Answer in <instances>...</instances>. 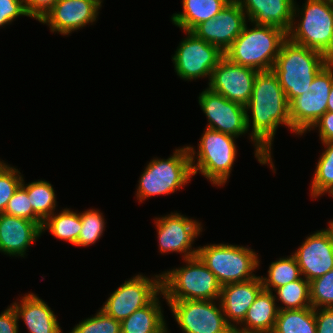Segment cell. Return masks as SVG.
I'll use <instances>...</instances> for the list:
<instances>
[{"mask_svg": "<svg viewBox=\"0 0 333 333\" xmlns=\"http://www.w3.org/2000/svg\"><path fill=\"white\" fill-rule=\"evenodd\" d=\"M245 107L248 131L252 123L249 135L256 149L255 157L260 164H269L275 171L271 158L272 141L278 126L285 124L291 129V121L289 102L272 70L257 72L252 95ZM248 111L252 112V119L249 118Z\"/></svg>", "mask_w": 333, "mask_h": 333, "instance_id": "obj_1", "label": "cell"}, {"mask_svg": "<svg viewBox=\"0 0 333 333\" xmlns=\"http://www.w3.org/2000/svg\"><path fill=\"white\" fill-rule=\"evenodd\" d=\"M329 61L322 53L293 43L287 38L281 45L272 71L288 102L303 94Z\"/></svg>", "mask_w": 333, "mask_h": 333, "instance_id": "obj_2", "label": "cell"}, {"mask_svg": "<svg viewBox=\"0 0 333 333\" xmlns=\"http://www.w3.org/2000/svg\"><path fill=\"white\" fill-rule=\"evenodd\" d=\"M245 24L241 34L224 52L232 63L247 66L257 71L272 70L287 32L279 27Z\"/></svg>", "mask_w": 333, "mask_h": 333, "instance_id": "obj_3", "label": "cell"}, {"mask_svg": "<svg viewBox=\"0 0 333 333\" xmlns=\"http://www.w3.org/2000/svg\"><path fill=\"white\" fill-rule=\"evenodd\" d=\"M299 13L300 23L297 24L295 18ZM287 38L333 60V0H306L301 11L295 2Z\"/></svg>", "mask_w": 333, "mask_h": 333, "instance_id": "obj_4", "label": "cell"}, {"mask_svg": "<svg viewBox=\"0 0 333 333\" xmlns=\"http://www.w3.org/2000/svg\"><path fill=\"white\" fill-rule=\"evenodd\" d=\"M185 266L165 271L162 275V292L166 301L218 300L222 285L216 276L196 255L184 259Z\"/></svg>", "mask_w": 333, "mask_h": 333, "instance_id": "obj_5", "label": "cell"}, {"mask_svg": "<svg viewBox=\"0 0 333 333\" xmlns=\"http://www.w3.org/2000/svg\"><path fill=\"white\" fill-rule=\"evenodd\" d=\"M235 139L234 136L206 128L198 144V153L187 146L193 176L199 171L216 186L226 184L236 159Z\"/></svg>", "mask_w": 333, "mask_h": 333, "instance_id": "obj_6", "label": "cell"}, {"mask_svg": "<svg viewBox=\"0 0 333 333\" xmlns=\"http://www.w3.org/2000/svg\"><path fill=\"white\" fill-rule=\"evenodd\" d=\"M193 176L187 146L175 149L168 159H154L147 164L138 181L139 202L155 195H168L185 186Z\"/></svg>", "mask_w": 333, "mask_h": 333, "instance_id": "obj_7", "label": "cell"}, {"mask_svg": "<svg viewBox=\"0 0 333 333\" xmlns=\"http://www.w3.org/2000/svg\"><path fill=\"white\" fill-rule=\"evenodd\" d=\"M197 256L223 286L256 278L254 270L260 265L253 249L231 244L198 247Z\"/></svg>", "mask_w": 333, "mask_h": 333, "instance_id": "obj_8", "label": "cell"}, {"mask_svg": "<svg viewBox=\"0 0 333 333\" xmlns=\"http://www.w3.org/2000/svg\"><path fill=\"white\" fill-rule=\"evenodd\" d=\"M332 84L333 60H330L314 77L311 86L289 102L291 131L303 135L327 111Z\"/></svg>", "mask_w": 333, "mask_h": 333, "instance_id": "obj_9", "label": "cell"}, {"mask_svg": "<svg viewBox=\"0 0 333 333\" xmlns=\"http://www.w3.org/2000/svg\"><path fill=\"white\" fill-rule=\"evenodd\" d=\"M162 292V275L148 278L138 274L120 285L101 310L119 322L150 304Z\"/></svg>", "mask_w": 333, "mask_h": 333, "instance_id": "obj_10", "label": "cell"}, {"mask_svg": "<svg viewBox=\"0 0 333 333\" xmlns=\"http://www.w3.org/2000/svg\"><path fill=\"white\" fill-rule=\"evenodd\" d=\"M166 302L183 333H235L213 300Z\"/></svg>", "mask_w": 333, "mask_h": 333, "instance_id": "obj_11", "label": "cell"}, {"mask_svg": "<svg viewBox=\"0 0 333 333\" xmlns=\"http://www.w3.org/2000/svg\"><path fill=\"white\" fill-rule=\"evenodd\" d=\"M187 37L179 43L172 61L177 75L184 80L209 77L213 69L224 57V53L214 45L197 38L192 32H185Z\"/></svg>", "mask_w": 333, "mask_h": 333, "instance_id": "obj_12", "label": "cell"}, {"mask_svg": "<svg viewBox=\"0 0 333 333\" xmlns=\"http://www.w3.org/2000/svg\"><path fill=\"white\" fill-rule=\"evenodd\" d=\"M198 99V103L208 119V129L236 138L248 132L245 106L228 100L208 87L201 92Z\"/></svg>", "mask_w": 333, "mask_h": 333, "instance_id": "obj_13", "label": "cell"}, {"mask_svg": "<svg viewBox=\"0 0 333 333\" xmlns=\"http://www.w3.org/2000/svg\"><path fill=\"white\" fill-rule=\"evenodd\" d=\"M155 220L161 254L183 253L184 259L197 255L198 248L193 249L192 243L202 232L201 223L177 212Z\"/></svg>", "mask_w": 333, "mask_h": 333, "instance_id": "obj_14", "label": "cell"}, {"mask_svg": "<svg viewBox=\"0 0 333 333\" xmlns=\"http://www.w3.org/2000/svg\"><path fill=\"white\" fill-rule=\"evenodd\" d=\"M257 70L230 62L225 56L213 69L208 88L230 101L246 106L253 91Z\"/></svg>", "mask_w": 333, "mask_h": 333, "instance_id": "obj_15", "label": "cell"}, {"mask_svg": "<svg viewBox=\"0 0 333 333\" xmlns=\"http://www.w3.org/2000/svg\"><path fill=\"white\" fill-rule=\"evenodd\" d=\"M246 20L241 6L231 0L215 18L198 24L191 32L197 38L217 46L224 53L241 34Z\"/></svg>", "mask_w": 333, "mask_h": 333, "instance_id": "obj_16", "label": "cell"}, {"mask_svg": "<svg viewBox=\"0 0 333 333\" xmlns=\"http://www.w3.org/2000/svg\"><path fill=\"white\" fill-rule=\"evenodd\" d=\"M101 6L95 0H57L39 22L47 24L51 32L69 35L95 22Z\"/></svg>", "mask_w": 333, "mask_h": 333, "instance_id": "obj_17", "label": "cell"}, {"mask_svg": "<svg viewBox=\"0 0 333 333\" xmlns=\"http://www.w3.org/2000/svg\"><path fill=\"white\" fill-rule=\"evenodd\" d=\"M301 275L307 281L325 275L333 268V240L327 229L306 237L294 252Z\"/></svg>", "mask_w": 333, "mask_h": 333, "instance_id": "obj_18", "label": "cell"}, {"mask_svg": "<svg viewBox=\"0 0 333 333\" xmlns=\"http://www.w3.org/2000/svg\"><path fill=\"white\" fill-rule=\"evenodd\" d=\"M262 289L263 284L260 276L245 282L229 283L222 286L218 301L227 323L233 330L243 322L248 309Z\"/></svg>", "mask_w": 333, "mask_h": 333, "instance_id": "obj_19", "label": "cell"}, {"mask_svg": "<svg viewBox=\"0 0 333 333\" xmlns=\"http://www.w3.org/2000/svg\"><path fill=\"white\" fill-rule=\"evenodd\" d=\"M42 234L41 226L25 218L0 214V252L24 257L26 250Z\"/></svg>", "mask_w": 333, "mask_h": 333, "instance_id": "obj_20", "label": "cell"}, {"mask_svg": "<svg viewBox=\"0 0 333 333\" xmlns=\"http://www.w3.org/2000/svg\"><path fill=\"white\" fill-rule=\"evenodd\" d=\"M245 12L248 22L256 25L290 30L293 22L294 0H235Z\"/></svg>", "mask_w": 333, "mask_h": 333, "instance_id": "obj_21", "label": "cell"}, {"mask_svg": "<svg viewBox=\"0 0 333 333\" xmlns=\"http://www.w3.org/2000/svg\"><path fill=\"white\" fill-rule=\"evenodd\" d=\"M17 318L23 319L28 333H63L51 308L36 294L28 293L11 304Z\"/></svg>", "mask_w": 333, "mask_h": 333, "instance_id": "obj_22", "label": "cell"}, {"mask_svg": "<svg viewBox=\"0 0 333 333\" xmlns=\"http://www.w3.org/2000/svg\"><path fill=\"white\" fill-rule=\"evenodd\" d=\"M276 301L277 299L275 294L273 295V292L262 289L248 309L240 327H236L234 332L272 333L279 311L277 303H275Z\"/></svg>", "mask_w": 333, "mask_h": 333, "instance_id": "obj_23", "label": "cell"}, {"mask_svg": "<svg viewBox=\"0 0 333 333\" xmlns=\"http://www.w3.org/2000/svg\"><path fill=\"white\" fill-rule=\"evenodd\" d=\"M231 0H182L183 12L171 16L172 23L184 30L192 31L198 24L215 18Z\"/></svg>", "mask_w": 333, "mask_h": 333, "instance_id": "obj_24", "label": "cell"}, {"mask_svg": "<svg viewBox=\"0 0 333 333\" xmlns=\"http://www.w3.org/2000/svg\"><path fill=\"white\" fill-rule=\"evenodd\" d=\"M159 297L121 322V333H169Z\"/></svg>", "mask_w": 333, "mask_h": 333, "instance_id": "obj_25", "label": "cell"}, {"mask_svg": "<svg viewBox=\"0 0 333 333\" xmlns=\"http://www.w3.org/2000/svg\"><path fill=\"white\" fill-rule=\"evenodd\" d=\"M272 333H316L315 309L279 310Z\"/></svg>", "mask_w": 333, "mask_h": 333, "instance_id": "obj_26", "label": "cell"}, {"mask_svg": "<svg viewBox=\"0 0 333 333\" xmlns=\"http://www.w3.org/2000/svg\"><path fill=\"white\" fill-rule=\"evenodd\" d=\"M42 232L48 229L58 239L76 245L82 229L80 213L63 209L59 214L53 213L42 224Z\"/></svg>", "mask_w": 333, "mask_h": 333, "instance_id": "obj_27", "label": "cell"}, {"mask_svg": "<svg viewBox=\"0 0 333 333\" xmlns=\"http://www.w3.org/2000/svg\"><path fill=\"white\" fill-rule=\"evenodd\" d=\"M21 185L27 190L28 198L34 213L44 222L54 213L56 208V196L52 185L45 180H38L29 184Z\"/></svg>", "mask_w": 333, "mask_h": 333, "instance_id": "obj_28", "label": "cell"}, {"mask_svg": "<svg viewBox=\"0 0 333 333\" xmlns=\"http://www.w3.org/2000/svg\"><path fill=\"white\" fill-rule=\"evenodd\" d=\"M267 276H261V280L263 289L270 292H272V288L275 290L302 277L299 265L293 254L287 258L282 257L272 262L269 266Z\"/></svg>", "mask_w": 333, "mask_h": 333, "instance_id": "obj_29", "label": "cell"}, {"mask_svg": "<svg viewBox=\"0 0 333 333\" xmlns=\"http://www.w3.org/2000/svg\"><path fill=\"white\" fill-rule=\"evenodd\" d=\"M325 151L321 154L312 178L311 196L317 198L324 193L333 195V141L322 142Z\"/></svg>", "mask_w": 333, "mask_h": 333, "instance_id": "obj_30", "label": "cell"}, {"mask_svg": "<svg viewBox=\"0 0 333 333\" xmlns=\"http://www.w3.org/2000/svg\"><path fill=\"white\" fill-rule=\"evenodd\" d=\"M278 301L284 306L278 310H295L311 307L309 281L304 277L275 289Z\"/></svg>", "mask_w": 333, "mask_h": 333, "instance_id": "obj_31", "label": "cell"}, {"mask_svg": "<svg viewBox=\"0 0 333 333\" xmlns=\"http://www.w3.org/2000/svg\"><path fill=\"white\" fill-rule=\"evenodd\" d=\"M82 229L76 246H89L95 244L103 235L105 220L99 210L89 209L80 213Z\"/></svg>", "mask_w": 333, "mask_h": 333, "instance_id": "obj_32", "label": "cell"}, {"mask_svg": "<svg viewBox=\"0 0 333 333\" xmlns=\"http://www.w3.org/2000/svg\"><path fill=\"white\" fill-rule=\"evenodd\" d=\"M311 307L333 308V268L309 282Z\"/></svg>", "mask_w": 333, "mask_h": 333, "instance_id": "obj_33", "label": "cell"}, {"mask_svg": "<svg viewBox=\"0 0 333 333\" xmlns=\"http://www.w3.org/2000/svg\"><path fill=\"white\" fill-rule=\"evenodd\" d=\"M69 333H121V322L98 310L95 316L79 322Z\"/></svg>", "mask_w": 333, "mask_h": 333, "instance_id": "obj_34", "label": "cell"}, {"mask_svg": "<svg viewBox=\"0 0 333 333\" xmlns=\"http://www.w3.org/2000/svg\"><path fill=\"white\" fill-rule=\"evenodd\" d=\"M23 177L18 169L0 161V214L4 213L8 201L19 188Z\"/></svg>", "mask_w": 333, "mask_h": 333, "instance_id": "obj_35", "label": "cell"}, {"mask_svg": "<svg viewBox=\"0 0 333 333\" xmlns=\"http://www.w3.org/2000/svg\"><path fill=\"white\" fill-rule=\"evenodd\" d=\"M5 214L25 218L38 223L41 227L43 221L34 213L28 198L27 190L20 185L14 195L8 201L4 211Z\"/></svg>", "mask_w": 333, "mask_h": 333, "instance_id": "obj_36", "label": "cell"}, {"mask_svg": "<svg viewBox=\"0 0 333 333\" xmlns=\"http://www.w3.org/2000/svg\"><path fill=\"white\" fill-rule=\"evenodd\" d=\"M19 16H28L24 0H0V27L10 24Z\"/></svg>", "mask_w": 333, "mask_h": 333, "instance_id": "obj_37", "label": "cell"}, {"mask_svg": "<svg viewBox=\"0 0 333 333\" xmlns=\"http://www.w3.org/2000/svg\"><path fill=\"white\" fill-rule=\"evenodd\" d=\"M57 0H24V6L29 17L40 21L54 6Z\"/></svg>", "mask_w": 333, "mask_h": 333, "instance_id": "obj_38", "label": "cell"}, {"mask_svg": "<svg viewBox=\"0 0 333 333\" xmlns=\"http://www.w3.org/2000/svg\"><path fill=\"white\" fill-rule=\"evenodd\" d=\"M316 127L322 142L333 141V112L326 111L308 131Z\"/></svg>", "mask_w": 333, "mask_h": 333, "instance_id": "obj_39", "label": "cell"}, {"mask_svg": "<svg viewBox=\"0 0 333 333\" xmlns=\"http://www.w3.org/2000/svg\"><path fill=\"white\" fill-rule=\"evenodd\" d=\"M316 333H333V308L315 309Z\"/></svg>", "mask_w": 333, "mask_h": 333, "instance_id": "obj_40", "label": "cell"}, {"mask_svg": "<svg viewBox=\"0 0 333 333\" xmlns=\"http://www.w3.org/2000/svg\"><path fill=\"white\" fill-rule=\"evenodd\" d=\"M18 321L13 306H9L0 314V333H18Z\"/></svg>", "mask_w": 333, "mask_h": 333, "instance_id": "obj_41", "label": "cell"}, {"mask_svg": "<svg viewBox=\"0 0 333 333\" xmlns=\"http://www.w3.org/2000/svg\"><path fill=\"white\" fill-rule=\"evenodd\" d=\"M327 111L333 112V84L330 89V94L328 98Z\"/></svg>", "mask_w": 333, "mask_h": 333, "instance_id": "obj_42", "label": "cell"}, {"mask_svg": "<svg viewBox=\"0 0 333 333\" xmlns=\"http://www.w3.org/2000/svg\"><path fill=\"white\" fill-rule=\"evenodd\" d=\"M327 230L331 234V237H332V240H333V220L329 222V226H328Z\"/></svg>", "mask_w": 333, "mask_h": 333, "instance_id": "obj_43", "label": "cell"}, {"mask_svg": "<svg viewBox=\"0 0 333 333\" xmlns=\"http://www.w3.org/2000/svg\"><path fill=\"white\" fill-rule=\"evenodd\" d=\"M95 1H97L100 5L103 2L102 0H95Z\"/></svg>", "mask_w": 333, "mask_h": 333, "instance_id": "obj_44", "label": "cell"}]
</instances>
